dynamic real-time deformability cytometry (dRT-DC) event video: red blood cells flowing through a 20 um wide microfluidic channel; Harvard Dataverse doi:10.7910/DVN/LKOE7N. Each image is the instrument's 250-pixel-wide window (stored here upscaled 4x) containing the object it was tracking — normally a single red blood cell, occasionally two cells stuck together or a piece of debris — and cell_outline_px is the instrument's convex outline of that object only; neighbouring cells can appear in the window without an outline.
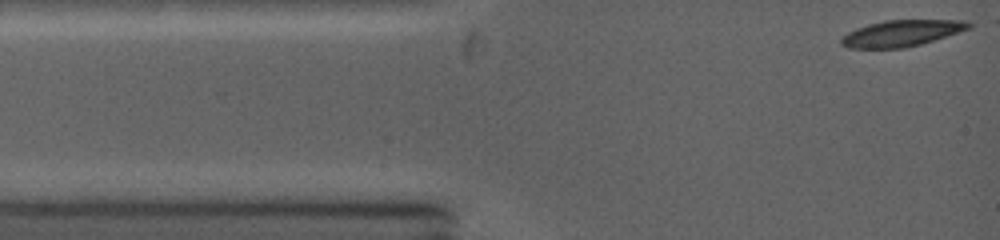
{"species": "common noctule bat (a hibernating species)", "species_latin": "Nyctalus noctula", "temperature_condition": "warm", "stored_images_in_passage": 23, "camera_frame_rate_fps": 5000, "um_per_image_px": 0.085, "animal": {"sex": "female", "body_mass_g": 19.0, "forearm_length_mm": 53.3}, "frame": {"image": 1, "passage_image": 1, "time_ms": 0.0, "image_size_px": [1000, 240], "cell_outline_px": [[972, 24], [968, 28], [920, 44], [904, 48], [852, 48], [840, 44], [840, 40], [848, 32], [872, 24], [888, 20], [956, 20]], "centroid_in_image_um": [76.58, 2.84], "position_along_channel_um": 8.4, "area_um2": 18.73}}
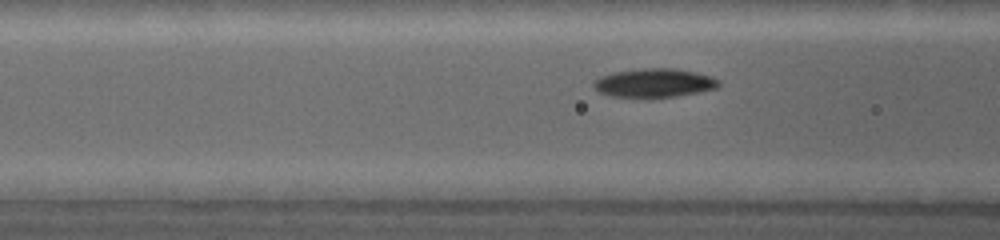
{"frame": {"image": 2, "passage_image": 15, "time_ms": 3.6, "image_size_px": [1000, 240], "cell_outline_px": [[720, 84], [716, 88], [676, 96], [616, 96], [600, 92], [596, 88], [596, 80], [604, 76], [616, 72], [644, 68], [672, 68], [696, 72], [708, 76], [716, 80]], "centroid_in_image_um": [55.66, 7.03], "position_along_channel_um": 110.9, "area_um2": 19.88}}
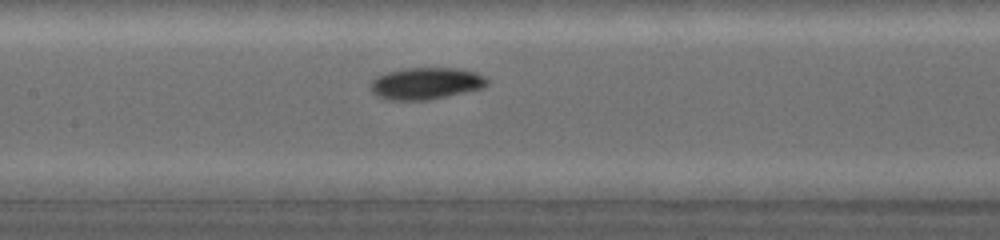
{"frame": {"image": 3, "passage_image": 21, "time_ms": 5.0, "image_size_px": [1000, 240], "cell_outline_px": [[488, 80], [480, 88], [444, 96], [424, 100], [392, 100], [380, 96], [372, 92], [372, 84], [380, 76], [388, 72], [408, 68], [456, 68], [476, 72]], "centroid_in_image_um": [36.21, 7.08], "position_along_channel_um": 171.2, "area_um2": 20.69}}